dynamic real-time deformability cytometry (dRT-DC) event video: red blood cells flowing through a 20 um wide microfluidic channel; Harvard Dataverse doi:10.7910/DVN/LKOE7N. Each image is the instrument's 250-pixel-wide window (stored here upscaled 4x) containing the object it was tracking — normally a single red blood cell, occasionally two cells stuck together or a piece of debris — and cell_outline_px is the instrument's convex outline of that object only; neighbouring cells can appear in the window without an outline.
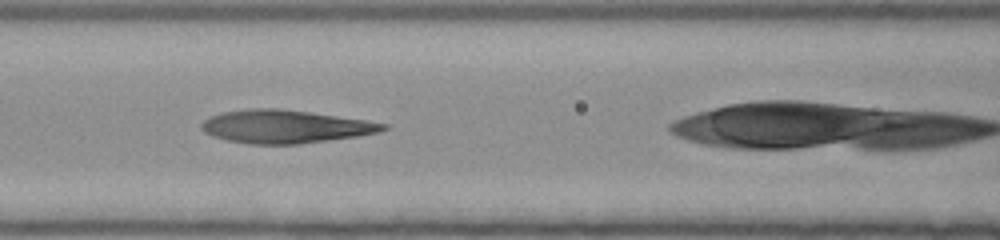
{"species": "human", "species_latin": "Homo sapiens", "temperature_condition": "room temperature", "stored_images_in_passage": 25, "camera_frame_rate_fps": 3000, "um_per_image_px": 0.085, "donor": {"sex": "female"}, "frame": {"image": 1, "passage_image": 7, "time_ms": 2.0, "image_size_px": [1000, 240], "cell_outline_px": [[388, 128], [380, 132], [356, 136], [300, 144], [248, 144], [228, 140], [212, 136], [204, 132], [200, 128], [200, 124], [204, 120], [220, 112], [248, 108], [280, 108], [368, 120], [388, 124]], "centroid_in_image_um": [24.22, 10.75], "position_along_channel_um": 142.4, "area_um2": 35.2}}
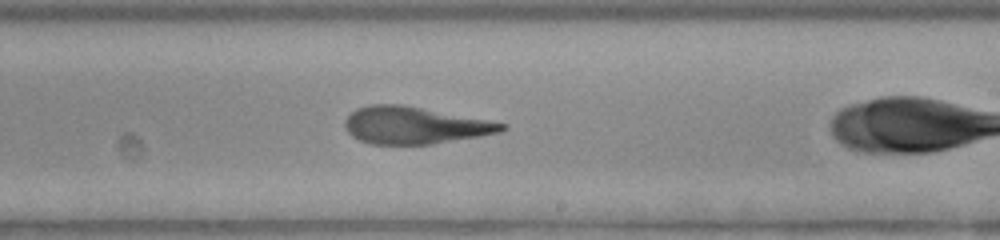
{"frame": {"image": 2, "passage_image": 15, "time_ms": 4.667, "image_size_px": [1000, 240], "cell_outline_px": [[508, 128], [500, 132], [480, 136], [432, 144], [368, 144], [352, 136], [344, 128], [344, 120], [356, 108], [368, 104], [404, 104], [508, 124]], "centroid_in_image_um": [35.21, 10.65], "position_along_channel_um": 253.8, "area_um2": 34.04}}
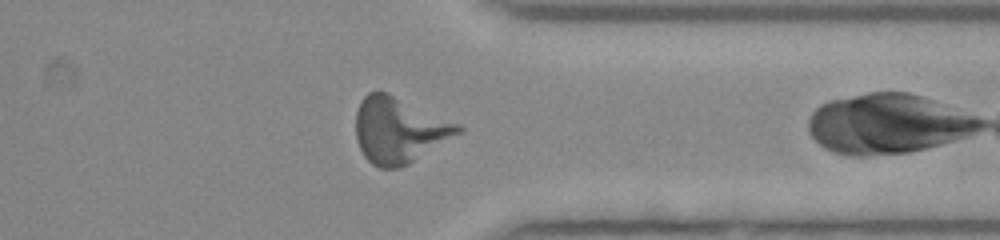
{"frame": {"image": 3, "passage_image": 24, "time_ms": 7.667, "image_size_px": [1000, 240], "cell_outline_px": [[464, 132], [408, 164], [400, 168], [380, 168], [372, 164], [364, 156], [356, 140], [356, 112], [364, 96], [368, 92], [388, 92], [460, 124], [464, 128]], "centroid_in_image_um": [33.95, 11.06], "position_along_channel_um": 377.5, "area_um2": 39.3}}